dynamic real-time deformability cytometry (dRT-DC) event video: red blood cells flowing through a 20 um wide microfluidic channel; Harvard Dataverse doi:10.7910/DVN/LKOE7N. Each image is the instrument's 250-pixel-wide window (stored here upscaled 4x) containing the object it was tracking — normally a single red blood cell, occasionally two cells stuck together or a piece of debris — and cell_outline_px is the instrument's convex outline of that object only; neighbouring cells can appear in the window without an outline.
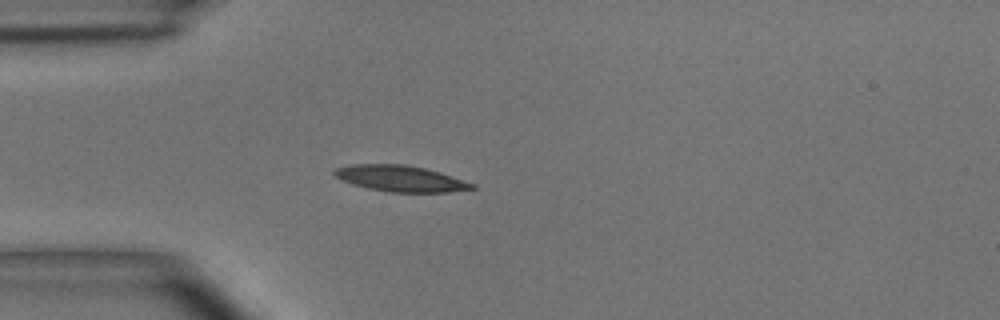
{"species": "common noctule bat (a hibernating species)", "species_latin": "Nyctalus noctula", "temperature_condition": "room temperature", "stored_images_in_passage": 2, "camera_frame_rate_fps": 3000, "um_per_image_px": 0.085, "animal": {"sex": "male", "body_mass_g": 15.6}, "frame": {"image": 1, "passage_image": 2, "time_ms": 1.333, "image_size_px": [1000, 320], "cell_outline_px": [[476, 188], [448, 192], [388, 192], [368, 188], [352, 184], [336, 176], [332, 172], [336, 168], [352, 164], [404, 164], [424, 168], [440, 172], [476, 184]], "centroid_in_image_um": [34.06, 15.17], "position_along_channel_um": 50.9, "area_um2": 20.81}}